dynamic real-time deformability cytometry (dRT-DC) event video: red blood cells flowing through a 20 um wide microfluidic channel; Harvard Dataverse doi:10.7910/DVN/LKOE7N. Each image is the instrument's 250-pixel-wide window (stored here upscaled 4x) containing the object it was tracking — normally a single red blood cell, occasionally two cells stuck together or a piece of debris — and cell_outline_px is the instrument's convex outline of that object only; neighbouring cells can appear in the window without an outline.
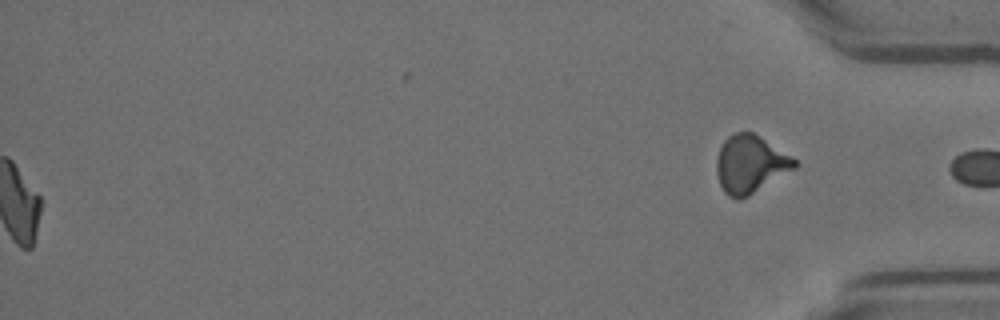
{"species": "Egyptian fruit bat (a non-hibernating species)", "species_latin": "Rousettus aegyptiacus", "temperature_condition": "room temperature", "stored_images_in_passage": 54, "segment_of_instrument_passage": [2, 2], "camera_frame_rate_fps": 3000, "um_per_image_px": 0.085, "animal": {"sex": "female"}, "frame": {"image": 1, "passage_image": 54, "time_ms": 17.667, "image_size_px": [1000, 320], "cell_outline_px": [[800, 164], [796, 168], [748, 196], [740, 200], [736, 200], [728, 196], [724, 192], [720, 184], [716, 172], [716, 160], [720, 148], [724, 140], [728, 136], [736, 132], [752, 132], [796, 160]], "centroid_in_image_um": [63.75, 13.98], "position_along_channel_um": 371.5, "area_um2": 26.07}}